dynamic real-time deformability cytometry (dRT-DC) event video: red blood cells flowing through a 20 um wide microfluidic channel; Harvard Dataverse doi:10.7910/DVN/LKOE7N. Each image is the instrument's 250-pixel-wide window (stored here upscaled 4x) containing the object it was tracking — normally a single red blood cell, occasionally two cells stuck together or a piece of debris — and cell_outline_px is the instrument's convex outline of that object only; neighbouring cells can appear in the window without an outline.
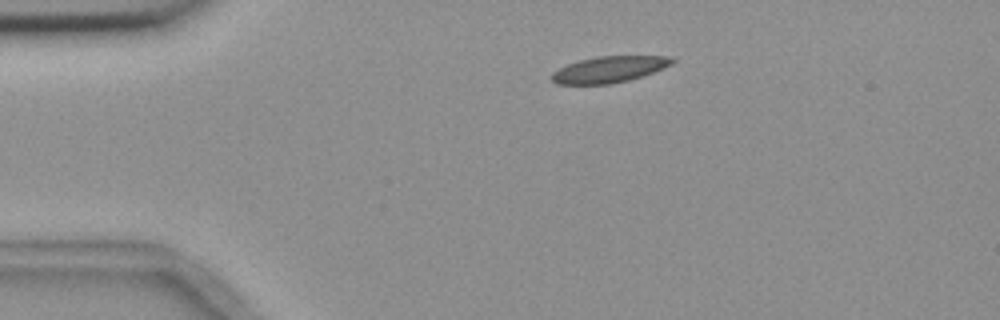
{"species": "common noctule bat (a hibernating species)", "species_latin": "Nyctalus noctula", "temperature_condition": "room temperature", "stored_images_in_passage": 3, "segment_of_instrument_passage": [1, 2], "camera_frame_rate_fps": 3000, "um_per_image_px": 0.085, "animal": {"sex": "female", "body_mass_g": 18.4}, "frame": {"image": 1, "passage_image": 1, "time_ms": 0.0, "image_size_px": [1000, 320], "cell_outline_px": [[676, 60], [672, 64], [664, 68], [628, 80], [608, 84], [556, 84], [548, 76], [552, 72], [568, 64], [580, 60], [596, 56], [668, 56]], "centroid_in_image_um": [51.74, 5.9], "position_along_channel_um": 33.3, "area_um2": 18.32}}